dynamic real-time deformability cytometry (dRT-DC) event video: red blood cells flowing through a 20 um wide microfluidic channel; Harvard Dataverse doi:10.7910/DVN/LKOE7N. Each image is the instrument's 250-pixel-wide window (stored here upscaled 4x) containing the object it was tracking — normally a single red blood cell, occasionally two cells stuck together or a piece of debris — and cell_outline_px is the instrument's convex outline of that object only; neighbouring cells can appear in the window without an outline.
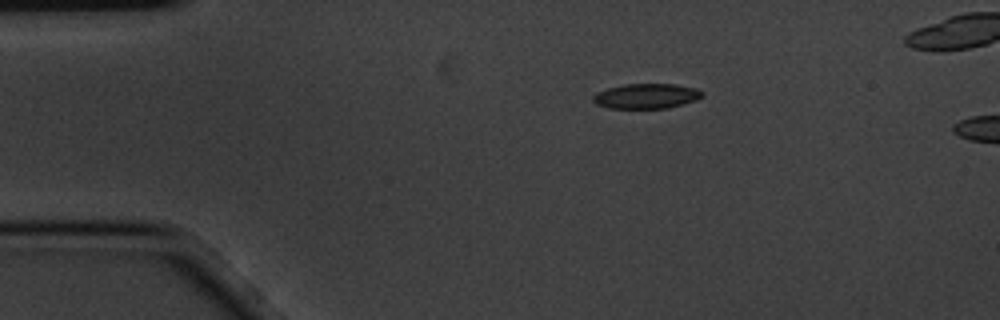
{"species": "common noctule bat (a hibernating species)", "species_latin": "Nyctalus noctula", "temperature_condition": "cold", "stored_images_in_passage": 6, "camera_frame_rate_fps": 3000, "um_per_image_px": 0.085, "animal": {"sex": "male", "body_mass_g": 20.1, "forearm_length_mm": 53.5}, "frame": {"image": 1, "passage_image": 6, "time_ms": 1.667, "image_size_px": [1000, 320], "cell_outline_px": [[704, 96], [696, 100], [684, 104], [668, 108], [608, 108], [596, 104], [592, 100], [592, 96], [596, 92], [608, 88], [624, 84], [676, 84], [696, 88], [704, 92]], "centroid_in_image_um": [54.95, 8.16], "position_along_channel_um": 30.0, "area_um2": 16.07}}